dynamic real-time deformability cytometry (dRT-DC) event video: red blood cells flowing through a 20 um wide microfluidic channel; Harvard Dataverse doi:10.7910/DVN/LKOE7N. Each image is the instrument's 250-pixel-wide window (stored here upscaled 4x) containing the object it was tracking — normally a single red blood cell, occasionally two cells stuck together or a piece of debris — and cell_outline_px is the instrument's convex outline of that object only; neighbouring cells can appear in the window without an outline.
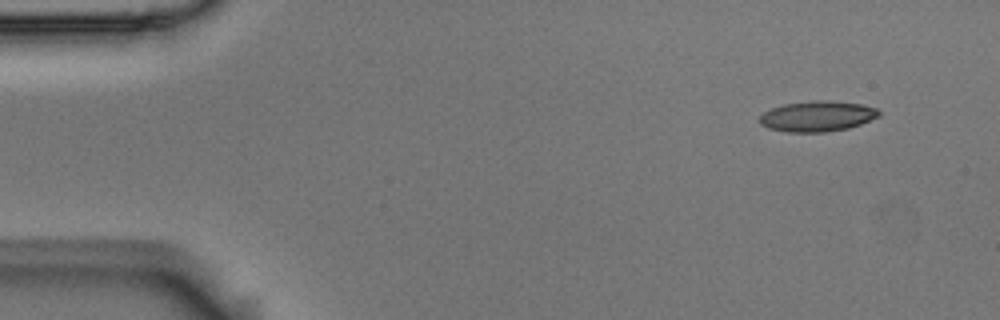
{"species": "Egyptian fruit bat (a non-hibernating species)", "species_latin": "Rousettus aegyptiacus", "temperature_condition": "room temperature", "stored_images_in_passage": 51, "camera_frame_rate_fps": 3000, "um_per_image_px": 0.085, "animal": {"sex": "male"}, "frame": {"image": 1, "passage_image": 1, "time_ms": 0.0, "image_size_px": [1000, 320], "cell_outline_px": [[880, 116], [860, 124], [848, 128], [824, 132], [788, 132], [768, 128], [760, 124], [760, 116], [764, 112], [772, 108], [784, 104], [812, 100], [824, 100], [864, 104], [876, 108], [880, 112]], "centroid_in_image_um": [69.48, 9.87], "position_along_channel_um": 15.5, "area_um2": 21.21}}
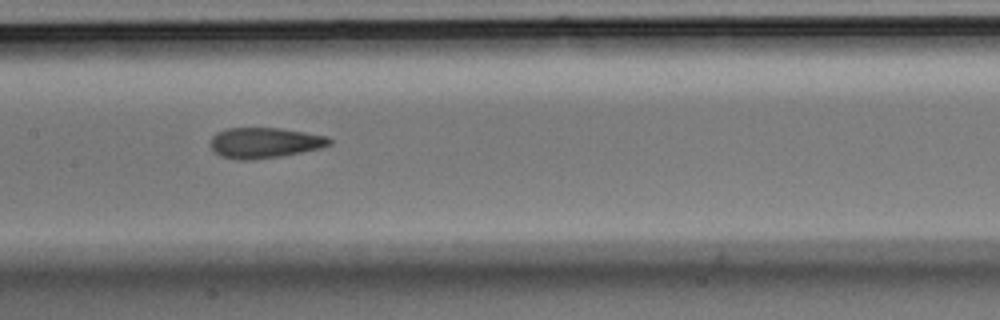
{"frame": {"image": 2, "passage_image": 23, "time_ms": 7.333, "image_size_px": [1000, 320], "cell_outline_px": [[332, 144], [320, 148], [280, 156], [252, 160], [236, 160], [220, 156], [208, 144], [212, 136], [216, 132], [228, 128], [280, 128], [328, 136], [332, 140]], "centroid_in_image_um": [22.46, 12.13], "position_along_channel_um": 184.9, "area_um2": 21.27}}
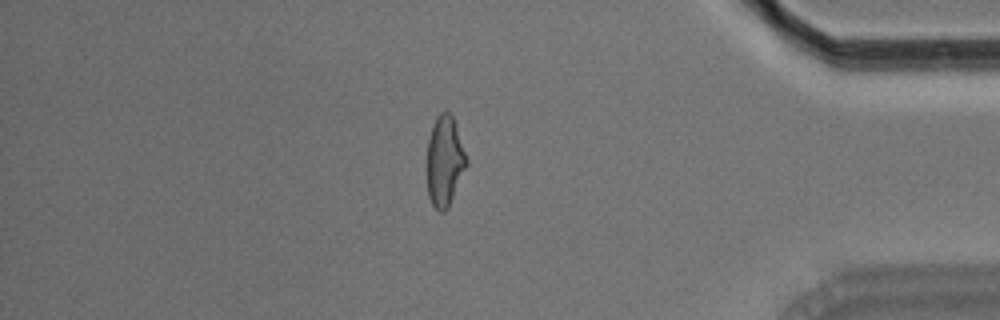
{"frame": {"image": 3, "passage_image": 43, "time_ms": 14.0, "image_size_px": [1000, 320], "cell_outline_px": [[468, 164], [448, 208], [444, 212], [440, 212], [432, 204], [428, 196], [428, 140], [432, 124], [436, 116], [440, 112], [448, 112], [452, 116], [468, 160]], "centroid_in_image_um": [37.8, 13.71], "position_along_channel_um": 397.4, "area_um2": 20.58}, "authors_computed_cell_mechanics": {"area_um2": 21.2704, "velocity_mm_per_s": 3.6736, "shape_relaxation_time_tau1_ms": 8.5812, "shape_relaxation_time_tau2_ms": 2.2458, "deformation_change_tau1": 0.1985, "deformation_change_tau2": 0.114}}